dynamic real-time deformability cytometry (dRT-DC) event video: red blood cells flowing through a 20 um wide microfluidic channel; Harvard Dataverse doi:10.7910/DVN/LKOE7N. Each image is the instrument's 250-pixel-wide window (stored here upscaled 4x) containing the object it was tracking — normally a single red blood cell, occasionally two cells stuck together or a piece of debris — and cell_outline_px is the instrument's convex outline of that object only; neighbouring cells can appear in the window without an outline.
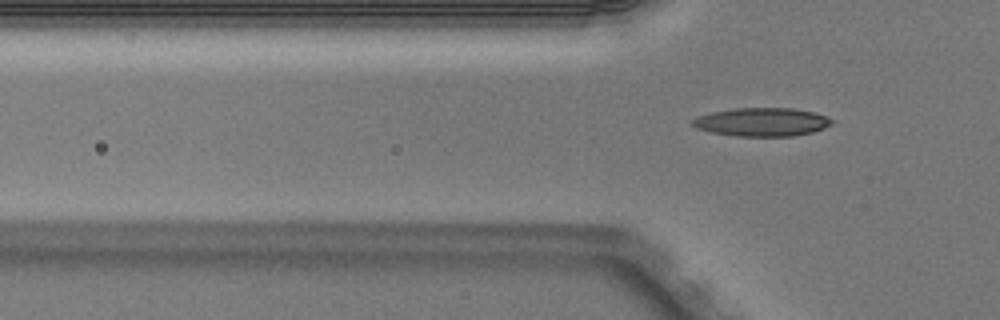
{"species": "Egyptian fruit bat (a non-hibernating species)", "species_latin": "Rousettus aegyptiacus", "temperature_condition": "warm", "stored_images_in_passage": 7, "camera_frame_rate_fps": 3000, "um_per_image_px": 0.085, "animal": {"sex": "male"}, "frame": {"image": 1, "passage_image": 7, "time_ms": 2.0, "image_size_px": [1000, 320], "cell_outline_px": [[832, 124], [824, 128], [812, 132], [792, 136], [736, 136], [712, 132], [696, 128], [688, 124], [688, 120], [696, 116], [712, 112], [736, 108], [792, 108], [812, 112], [824, 116], [832, 120]], "centroid_in_image_um": [64.67, 10.37], "position_along_channel_um": 61.1, "area_um2": 23.12}}